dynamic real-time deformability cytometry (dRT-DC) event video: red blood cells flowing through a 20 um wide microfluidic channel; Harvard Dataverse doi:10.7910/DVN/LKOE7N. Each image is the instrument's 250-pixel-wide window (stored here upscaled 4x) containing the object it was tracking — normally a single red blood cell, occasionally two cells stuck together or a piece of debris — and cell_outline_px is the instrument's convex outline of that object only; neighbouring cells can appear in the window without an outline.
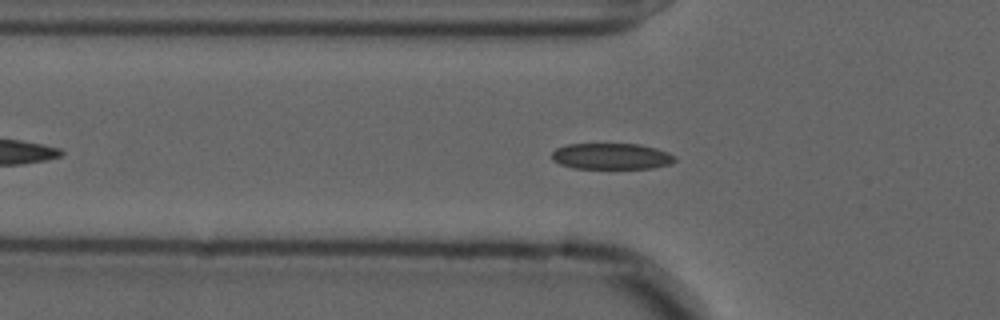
{"species": "common noctule bat (a hibernating species)", "species_latin": "Nyctalus noctula", "temperature_condition": "cold", "stored_images_in_passage": 50, "camera_frame_rate_fps": 3000, "um_per_image_px": 0.085, "animal": {"sex": "male", "forearm_length_mm": 52.5}, "frame": {"image": 1, "passage_image": 11, "time_ms": 3.333, "image_size_px": [1000, 320], "cell_outline_px": [[676, 160], [672, 164], [652, 168], [572, 168], [560, 164], [552, 160], [552, 152], [556, 148], [568, 144], [636, 144], [656, 148], [668, 152], [676, 156]], "centroid_in_image_um": [51.98, 13.29], "position_along_channel_um": 73.8, "area_um2": 18.79}}
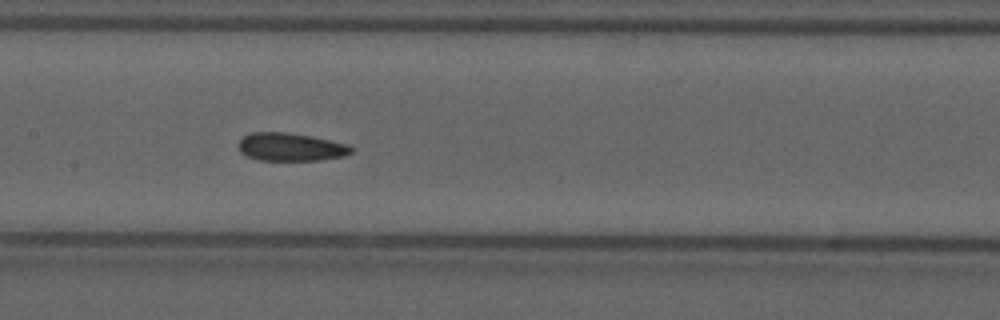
{"frame": {"image": 2, "passage_image": 20, "time_ms": 6.333, "image_size_px": [1000, 320], "cell_outline_px": [[356, 148], [352, 152], [344, 156], [320, 160], [260, 160], [248, 156], [240, 152], [240, 140], [244, 136], [252, 132], [284, 132], [308, 136], [348, 144]], "centroid_in_image_um": [24.74, 12.5], "position_along_channel_um": 182.7, "area_um2": 18.21}}
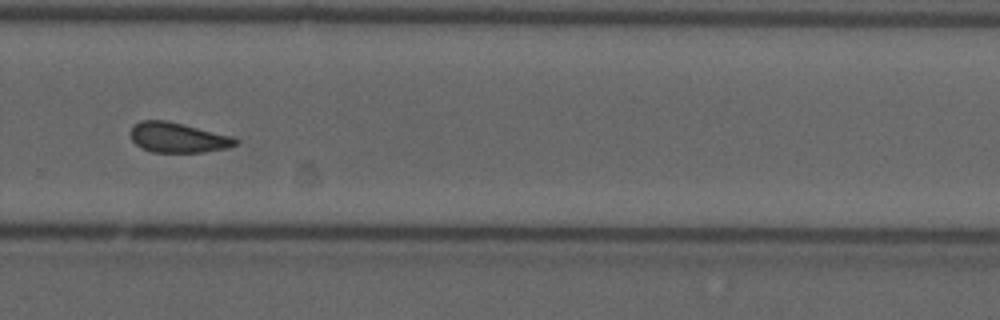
{"frame": {"image": 3, "passage_image": 31, "time_ms": 10.0, "image_size_px": [1000, 320], "cell_outline_px": [[236, 144], [228, 148], [204, 152], [152, 152], [140, 148], [132, 140], [132, 128], [140, 120], [164, 120], [232, 136], [236, 140]], "centroid_in_image_um": [15.1, 11.71], "position_along_channel_um": 314.7, "area_um2": 18.03}, "authors_computed_cell_mechanics": {"area_um2": 18.6983, "velocity_mm_per_s": 3.6124, "shape_relaxation_time_tau1_ms": null, "shape_relaxation_time_tau2_ms": 2.8557, "deformation_change_tau1": null, "deformation_change_tau2": 0.0887}}